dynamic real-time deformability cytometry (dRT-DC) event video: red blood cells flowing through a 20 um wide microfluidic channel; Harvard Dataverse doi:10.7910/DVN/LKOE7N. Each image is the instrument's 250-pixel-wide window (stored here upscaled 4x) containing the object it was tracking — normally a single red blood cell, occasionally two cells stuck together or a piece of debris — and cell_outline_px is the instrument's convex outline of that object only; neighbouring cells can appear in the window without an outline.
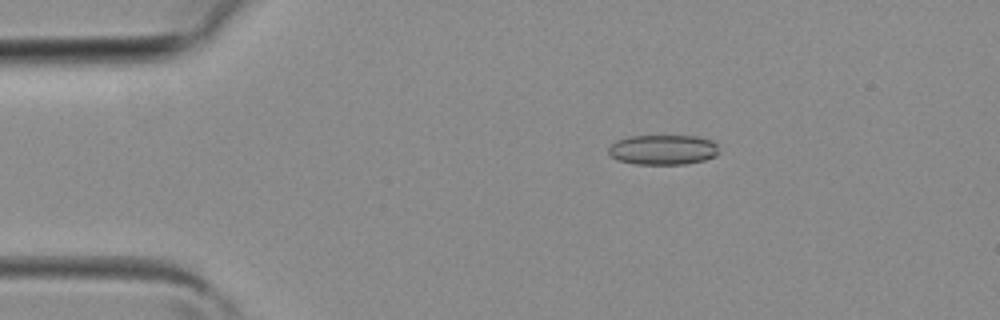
{"species": "common noctule bat (a hibernating species)", "species_latin": "Nyctalus noctula", "temperature_condition": "room temperature", "stored_images_in_passage": 4, "camera_frame_rate_fps": 3000, "um_per_image_px": 0.085, "animal": {"sex": "female", "body_mass_g": 19.3, "forearm_length_mm": 54.1}, "frame": {"image": 1, "passage_image": 2, "time_ms": 0.333, "image_size_px": [1000, 320], "cell_outline_px": [[720, 152], [716, 156], [704, 160], [684, 164], [636, 164], [620, 160], [612, 156], [608, 152], [608, 148], [616, 140], [628, 136], [696, 136], [712, 140], [716, 144]], "centroid_in_image_um": [56.38, 12.72], "position_along_channel_um": 28.6, "area_um2": 19.31}}